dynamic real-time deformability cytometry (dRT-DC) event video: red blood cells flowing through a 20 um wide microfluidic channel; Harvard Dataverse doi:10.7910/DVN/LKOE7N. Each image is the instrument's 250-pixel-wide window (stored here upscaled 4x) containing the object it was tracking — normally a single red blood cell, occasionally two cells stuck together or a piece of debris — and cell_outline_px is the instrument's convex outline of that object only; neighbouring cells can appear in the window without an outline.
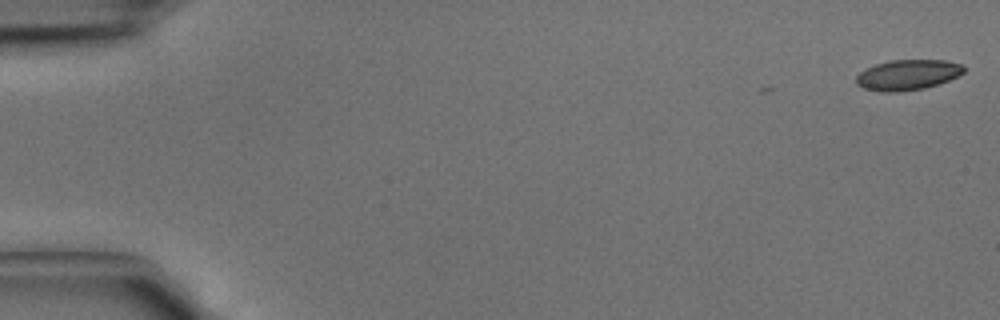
{"species": "common noctule bat (a hibernating species)", "species_latin": "Nyctalus noctula", "temperature_condition": "cold", "stored_images_in_passage": 6, "camera_frame_rate_fps": 3000, "um_per_image_px": 0.085, "animal": {"sex": "male", "body_mass_g": 15.6}, "frame": {"image": 1, "passage_image": 1, "time_ms": 0.0, "image_size_px": [1000, 320], "cell_outline_px": [[964, 72], [948, 80], [924, 88], [896, 92], [880, 92], [864, 88], [856, 84], [856, 76], [860, 72], [876, 64], [888, 60], [944, 60], [964, 64]], "centroid_in_image_um": [77.14, 6.36], "position_along_channel_um": 7.9, "area_um2": 18.96}}